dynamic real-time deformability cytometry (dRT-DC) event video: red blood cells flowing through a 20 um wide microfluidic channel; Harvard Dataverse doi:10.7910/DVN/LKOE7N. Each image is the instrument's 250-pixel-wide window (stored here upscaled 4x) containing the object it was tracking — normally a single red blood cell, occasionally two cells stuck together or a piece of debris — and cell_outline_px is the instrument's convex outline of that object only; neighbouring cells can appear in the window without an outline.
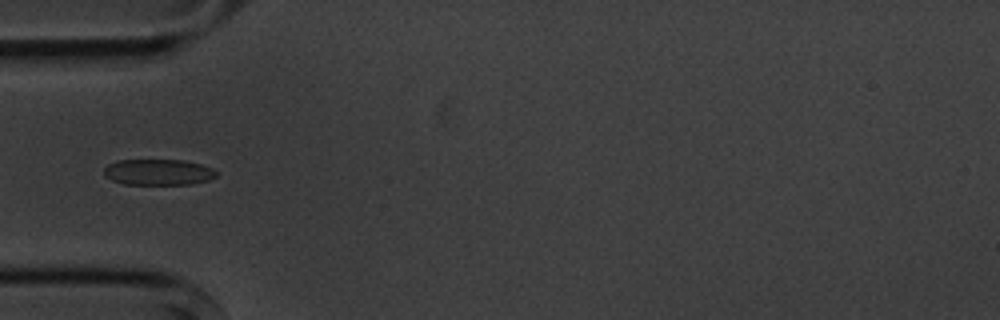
{"species": "common noctule bat (a hibernating species)", "species_latin": "Nyctalus noctula", "temperature_condition": "cold", "stored_images_in_passage": 8, "camera_frame_rate_fps": 3000, "um_per_image_px": 0.085, "animal": {"sex": "male", "body_mass_g": 20.1, "forearm_length_mm": 53.5}, "frame": {"image": 1, "passage_image": 5, "time_ms": 4.667, "image_size_px": [1000, 320], "cell_outline_px": [[216, 176], [208, 180], [192, 184], [124, 184], [112, 180], [104, 176], [104, 168], [108, 164], [116, 160], [184, 160], [200, 164], [212, 168], [216, 172]], "centroid_in_image_um": [13.42, 14.63], "position_along_channel_um": 71.6, "area_um2": 16.99}}
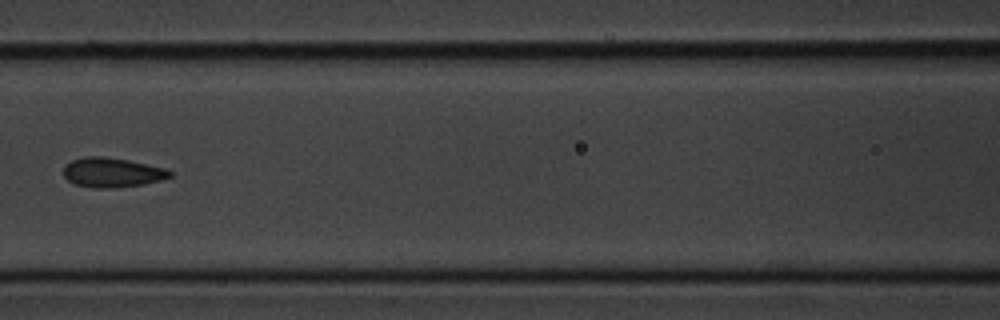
{"frame": {"image": 2, "passage_image": 7, "time_ms": 7.0, "image_size_px": [1000, 320], "cell_outline_px": [[172, 176], [160, 180], [144, 184], [112, 188], [96, 188], [76, 184], [68, 180], [64, 176], [64, 164], [72, 160], [88, 156], [104, 156], [128, 160], [148, 164], [164, 168], [172, 172]], "centroid_in_image_um": [9.52, 14.65], "position_along_channel_um": 157.1, "area_um2": 18.26}}
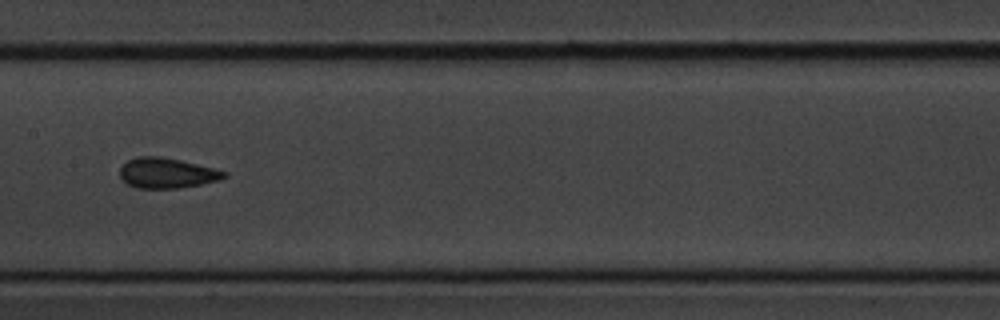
{"frame": {"image": 3, "passage_image": 8, "time_ms": 8.0, "image_size_px": [1000, 320], "cell_outline_px": [[228, 176], [220, 180], [180, 188], [136, 188], [128, 184], [120, 176], [120, 168], [128, 160], [140, 156], [160, 156], [180, 160], [228, 172]], "centroid_in_image_um": [14.19, 14.71], "position_along_channel_um": 193.2, "area_um2": 18.26}}